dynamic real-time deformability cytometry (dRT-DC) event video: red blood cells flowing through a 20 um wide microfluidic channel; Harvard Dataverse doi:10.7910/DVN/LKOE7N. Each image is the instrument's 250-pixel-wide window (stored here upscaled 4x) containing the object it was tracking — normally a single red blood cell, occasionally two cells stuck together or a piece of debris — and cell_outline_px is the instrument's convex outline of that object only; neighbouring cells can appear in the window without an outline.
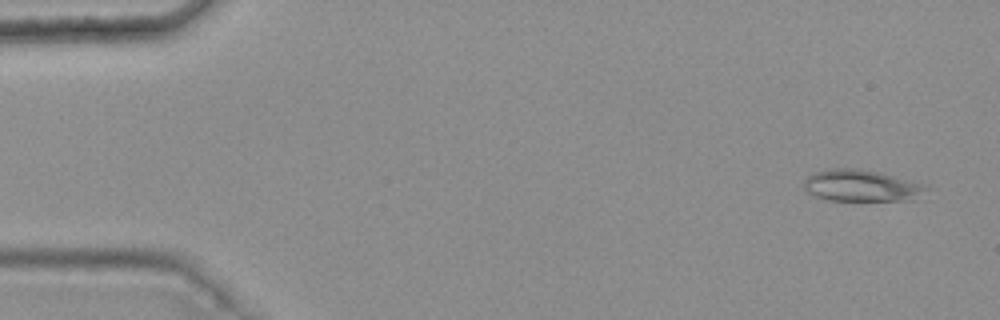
{"species": "common noctule bat (a hibernating species)", "species_latin": "Nyctalus noctula", "temperature_condition": "warm", "stored_images_in_passage": 8, "camera_frame_rate_fps": 3000, "um_per_image_px": 0.085, "animal": {"sex": "female", "body_mass_g": 25.1}, "frame": {"image": 1, "passage_image": 1, "time_ms": 0.0, "image_size_px": [1000, 320], "cell_outline_px": [[928, 188], [920, 200], [828, 200], [816, 196], [808, 192], [804, 188], [804, 180], [808, 176], [816, 172], [828, 168], [856, 168], [880, 172], [912, 180], [924, 184]], "centroid_in_image_um": [73.28, 15.78], "position_along_channel_um": 11.7, "area_um2": 22.77}}
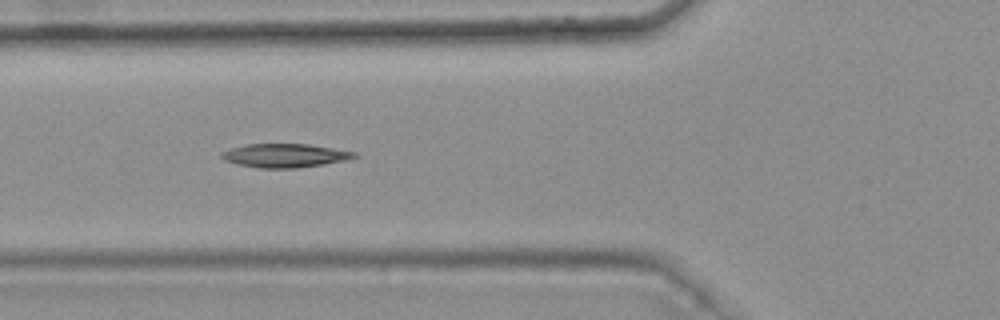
{"frame": {"image": 2, "passage_image": 6, "time_ms": 1.667, "image_size_px": [1000, 320], "cell_outline_px": [[360, 156], [344, 160], [324, 164], [296, 168], [260, 168], [236, 164], [224, 160], [220, 156], [220, 152], [244, 144], [308, 144], [356, 152]], "centroid_in_image_um": [24.19, 13.22], "position_along_channel_um": 101.6, "area_um2": 18.32}}
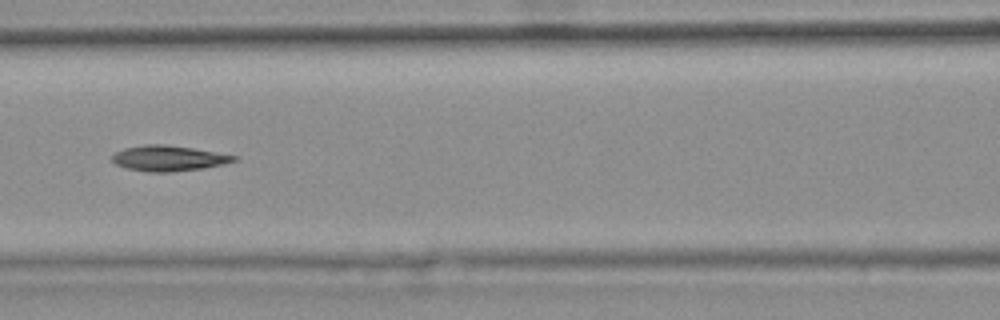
{"frame": {"image": 3, "passage_image": 7, "time_ms": 2.0, "image_size_px": [1000, 320], "cell_outline_px": [[240, 156], [236, 160], [204, 168], [172, 172], [148, 172], [128, 168], [116, 164], [112, 160], [112, 156], [116, 152], [124, 148], [144, 144], [164, 144], [192, 148]], "centroid_in_image_um": [14.32, 13.45], "position_along_channel_um": 152.3, "area_um2": 17.98}}